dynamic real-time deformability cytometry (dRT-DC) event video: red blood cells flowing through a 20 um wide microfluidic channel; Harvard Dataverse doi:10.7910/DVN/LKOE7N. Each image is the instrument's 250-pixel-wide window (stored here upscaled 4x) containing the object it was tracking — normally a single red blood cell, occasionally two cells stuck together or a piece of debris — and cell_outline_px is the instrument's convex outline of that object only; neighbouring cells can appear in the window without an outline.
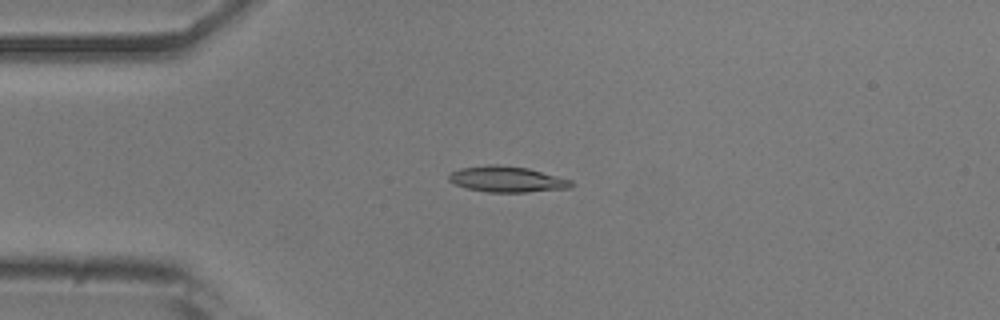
{"species": "common noctule bat (a hibernating species)", "species_latin": "Nyctalus noctula", "temperature_condition": "room temperature", "stored_images_in_passage": 12, "camera_frame_rate_fps": 3000, "um_per_image_px": 0.085, "animal": {"sex": "male", "body_mass_g": 20.5, "forearm_length_mm": 52.5}, "frame": {"image": 1, "passage_image": 5, "time_ms": 1.333, "image_size_px": [1000, 320], "cell_outline_px": [[572, 188], [528, 192], [488, 192], [468, 188], [456, 184], [448, 180], [448, 176], [452, 172], [460, 168], [488, 164], [496, 164], [528, 168], [572, 180]], "centroid_in_image_um": [43.11, 15.23], "position_along_channel_um": 41.9, "area_um2": 18.38}}
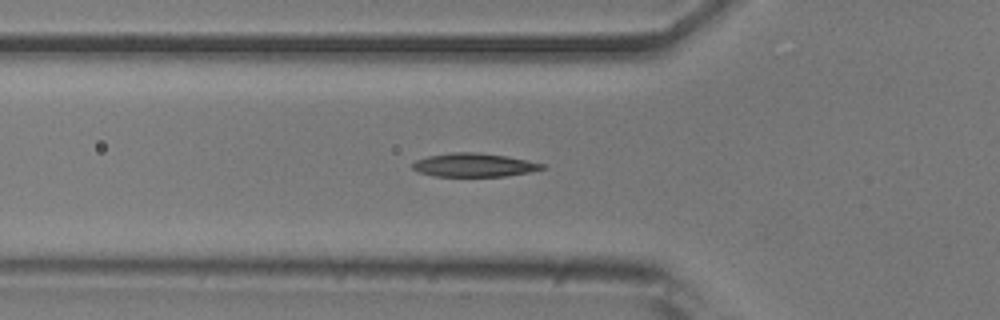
{"frame": {"image": 2, "passage_image": 10, "time_ms": 3.0, "image_size_px": [1000, 320], "cell_outline_px": [[548, 168], [508, 176], [432, 176], [420, 172], [412, 168], [412, 164], [416, 160], [428, 156], [452, 152], [480, 152], [508, 156], [544, 164]], "centroid_in_image_um": [40.31, 14.02], "position_along_channel_um": 85.5, "area_um2": 17.86}}